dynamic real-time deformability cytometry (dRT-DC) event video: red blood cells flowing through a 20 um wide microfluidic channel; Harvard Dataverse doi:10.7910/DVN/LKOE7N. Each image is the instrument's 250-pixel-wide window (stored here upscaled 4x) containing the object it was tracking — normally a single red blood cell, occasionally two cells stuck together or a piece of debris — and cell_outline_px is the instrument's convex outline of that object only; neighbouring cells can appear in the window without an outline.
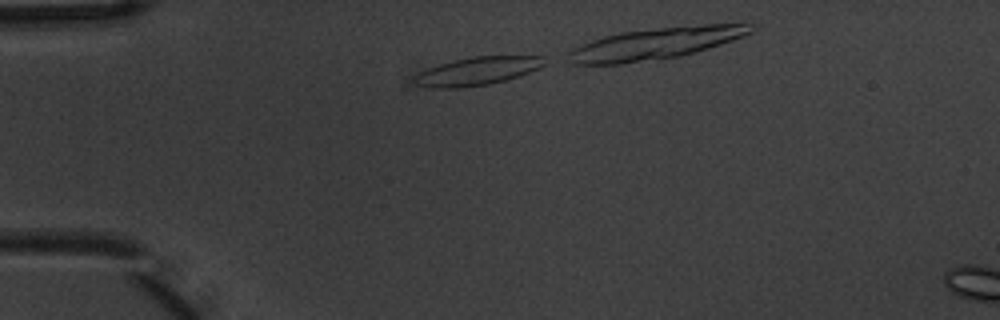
{"species": "common noctule bat (a hibernating species)", "species_latin": "Nyctalus noctula", "temperature_condition": "warm", "stored_images_in_passage": 2, "camera_frame_rate_fps": 3000, "um_per_image_px": 0.085, "animal": {"sex": "male", "body_mass_g": 20.1, "forearm_length_mm": 53.5}, "frame": {"image": 1, "passage_image": 1, "time_ms": 0.0, "image_size_px": [1000, 320], "cell_outline_px": [[548, 64], [540, 68], [504, 80], [488, 84], [460, 88], [428, 88], [416, 84], [412, 80], [420, 72], [428, 68], [440, 64], [472, 56], [544, 56]], "centroid_in_image_um": [40.58, 6.04], "position_along_channel_um": 44.4, "area_um2": 21.21}}